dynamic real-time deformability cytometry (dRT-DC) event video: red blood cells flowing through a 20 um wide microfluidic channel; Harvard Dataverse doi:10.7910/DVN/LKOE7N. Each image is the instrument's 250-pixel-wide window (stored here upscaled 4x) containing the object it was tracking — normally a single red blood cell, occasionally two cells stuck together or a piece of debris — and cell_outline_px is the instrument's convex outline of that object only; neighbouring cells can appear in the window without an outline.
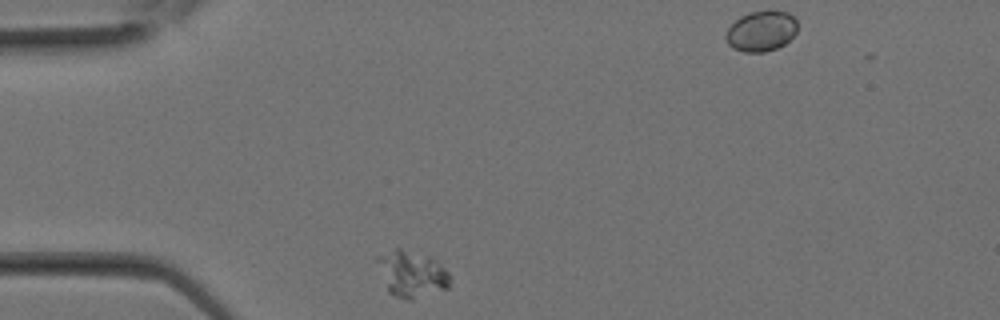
{"species": "Egyptian fruit bat (a non-hibernating species)", "species_latin": "Rousettus aegyptiacus", "temperature_condition": "room temperature", "stored_images_in_passage": 19, "segment_of_instrument_passage": [1, 2], "camera_frame_rate_fps": 3000, "um_per_image_px": 0.085, "animal": {"sex": "female"}, "frame": {"image": 1, "passage_image": 1, "time_ms": 0.0, "image_size_px": [1000, 320], "cell_outline_px": [[452, 280], [448, 288], [408, 300], [404, 300], [388, 292], [376, 260], [376, 256], [396, 248], [400, 248], [436, 260], [452, 276]], "centroid_in_image_um": [35.0, 23.29], "position_along_channel_um": 50.0, "area_um2": 19.36}}
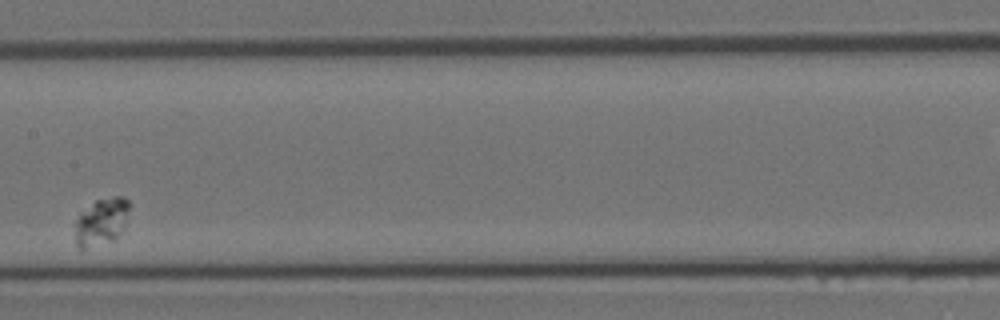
{"frame": {"image": 2, "passage_image": 9, "time_ms": 2.667, "image_size_px": [1000, 320], "cell_outline_px": [[128, 208], [124, 224], [120, 232], [112, 240], [84, 248], [80, 248], [76, 244], [76, 220], [80, 212], [96, 200], [112, 196], [124, 196], [128, 200]], "centroid_in_image_um": [8.6, 18.8], "position_along_channel_um": 198.8, "area_um2": 14.45}}
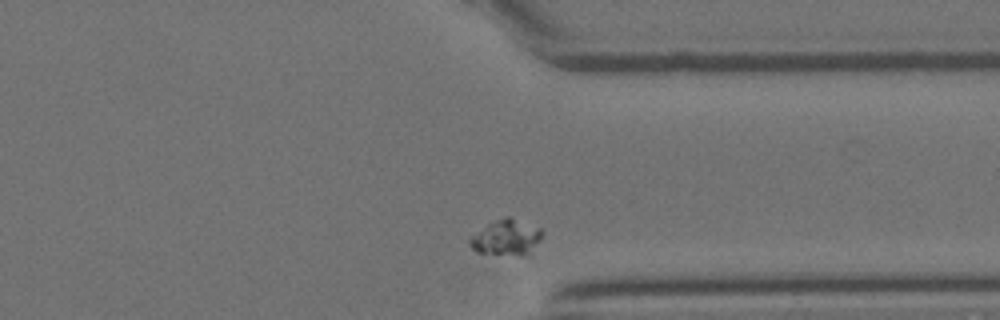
{"frame": {"image": 3, "passage_image": 17, "time_ms": 5.333, "image_size_px": [1000, 320], "cell_outline_px": [[544, 232], [540, 240], [528, 256], [520, 256], [476, 252], [468, 244], [468, 240], [472, 236], [488, 224], [496, 220], [508, 216], [540, 228]], "centroid_in_image_um": [43.07, 20.22], "position_along_channel_um": 368.3, "area_um2": 15.03}}